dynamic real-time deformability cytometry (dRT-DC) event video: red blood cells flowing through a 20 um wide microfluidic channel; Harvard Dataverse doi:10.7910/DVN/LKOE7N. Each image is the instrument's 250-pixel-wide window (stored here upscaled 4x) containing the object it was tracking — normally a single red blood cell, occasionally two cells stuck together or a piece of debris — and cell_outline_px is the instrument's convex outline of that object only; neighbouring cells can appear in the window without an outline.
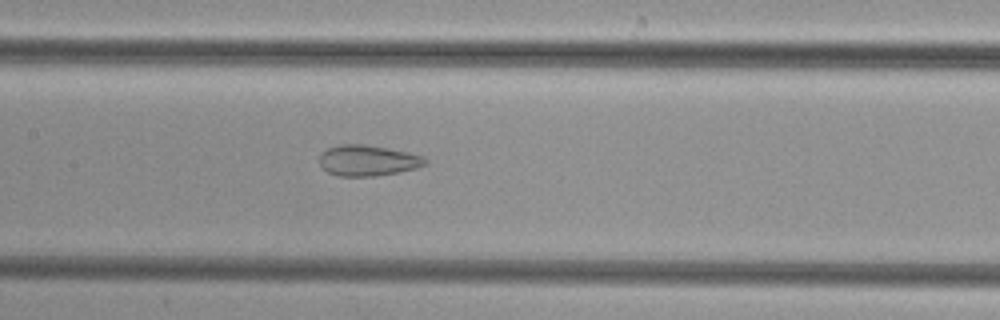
{"species": "common noctule bat (a hibernating species)", "species_latin": "Nyctalus noctula", "temperature_condition": "cold", "stored_images_in_passage": 51, "camera_frame_rate_fps": 3000, "um_per_image_px": 0.085, "animal": {"sex": "female", "body_mass_g": 29.2, "forearm_length_mm": 56.3}, "frame": {"image": 1, "passage_image": 24, "time_ms": 7.667, "image_size_px": [1000, 320], "cell_outline_px": [[428, 164], [416, 168], [400, 172], [376, 176], [340, 176], [328, 172], [320, 168], [320, 156], [328, 148], [340, 144], [364, 144], [388, 148], [408, 152], [424, 156], [428, 160]], "centroid_in_image_um": [31.3, 13.64], "position_along_channel_um": 176.1, "area_um2": 19.13}}
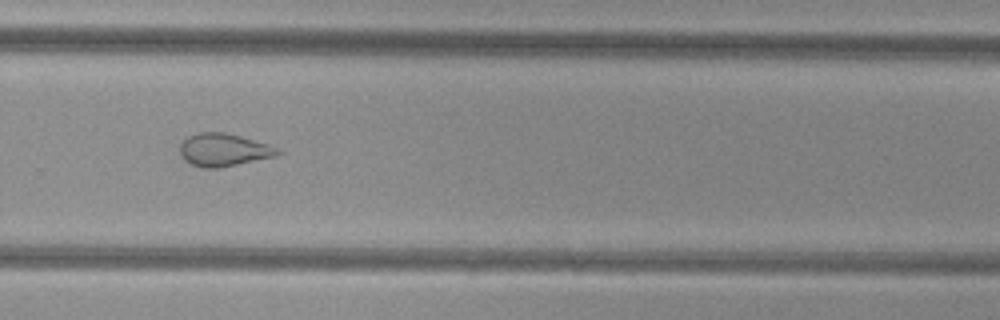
{"frame": {"image": 2, "passage_image": 34, "time_ms": 11.0, "image_size_px": [1000, 320], "cell_outline_px": [[284, 152], [276, 156], [220, 168], [204, 168], [188, 164], [180, 156], [180, 144], [188, 136], [200, 132], [224, 132], [240, 136], [268, 144], [280, 148]], "centroid_in_image_um": [19.01, 12.75], "position_along_channel_um": 310.8, "area_um2": 18.9}}
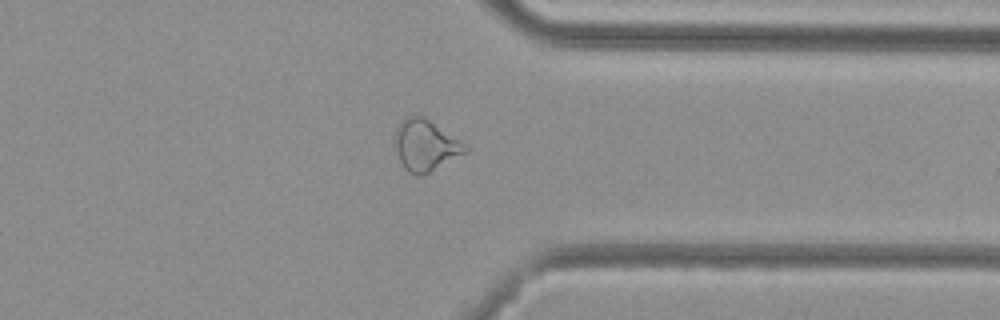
{"frame": {"image": 3, "passage_image": 39, "time_ms": 12.667, "image_size_px": [1000, 320], "cell_outline_px": [[472, 148], [468, 152], [420, 176], [416, 176], [408, 172], [404, 168], [396, 152], [392, 140], [396, 128], [404, 116], [424, 116]], "centroid_in_image_um": [36.15, 12.34], "position_along_channel_um": 375.3, "area_um2": 21.27}}